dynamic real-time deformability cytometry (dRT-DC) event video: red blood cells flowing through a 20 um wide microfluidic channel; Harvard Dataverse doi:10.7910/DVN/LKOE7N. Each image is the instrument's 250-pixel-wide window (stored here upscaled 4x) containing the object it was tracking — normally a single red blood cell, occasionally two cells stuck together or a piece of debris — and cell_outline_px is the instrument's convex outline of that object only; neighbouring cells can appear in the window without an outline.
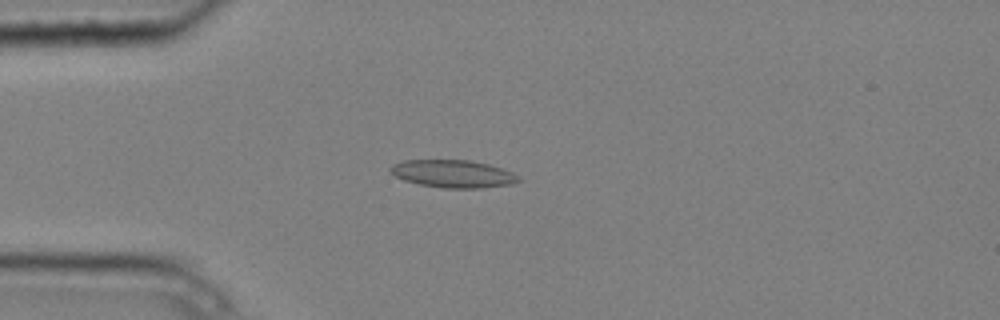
{"species": "common noctule bat (a hibernating species)", "species_latin": "Nyctalus noctula", "temperature_condition": "cold", "stored_images_in_passage": 6, "camera_frame_rate_fps": 3000, "um_per_image_px": 0.085, "animal": {"sex": "male", "body_mass_g": 20.4}, "frame": {"image": 1, "passage_image": 3, "time_ms": 0.667, "image_size_px": [1000, 320], "cell_outline_px": [[520, 180], [512, 184], [480, 188], [440, 188], [420, 184], [404, 180], [388, 172], [388, 168], [392, 164], [404, 160], [468, 160], [488, 164], [512, 172], [520, 176]], "centroid_in_image_um": [38.48, 14.77], "position_along_channel_um": 46.5, "area_um2": 20.69}}
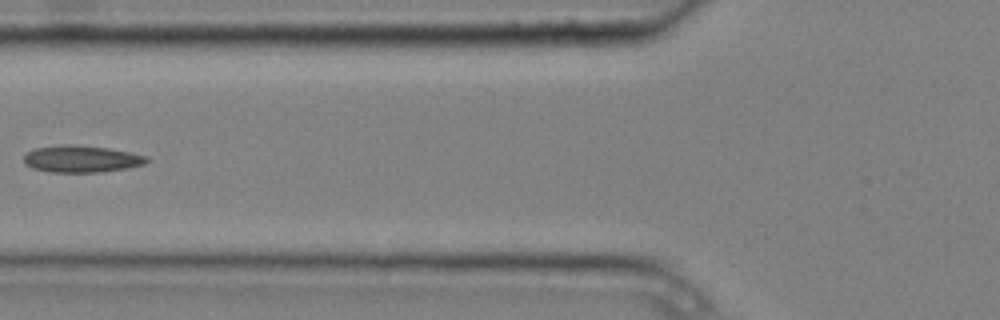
{"frame": {"image": 2, "passage_image": 5, "time_ms": 1.333, "image_size_px": [1000, 320], "cell_outline_px": [[148, 160], [144, 164], [124, 168], [100, 172], [48, 172], [32, 168], [24, 164], [24, 156], [28, 152], [36, 148], [64, 144], [72, 144], [108, 148], [148, 156]], "centroid_in_image_um": [6.88, 13.51], "position_along_channel_um": 118.9, "area_um2": 19.13}}
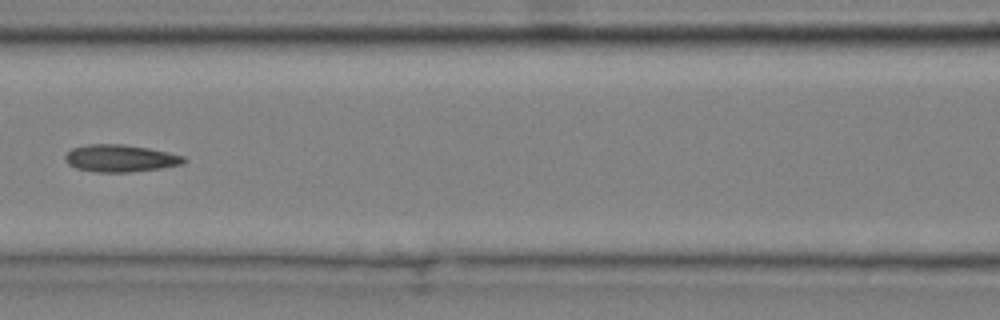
{"frame": {"image": 3, "passage_image": 6, "time_ms": 1.667, "image_size_px": [1000, 320], "cell_outline_px": [[188, 160], [184, 164], [160, 168], [128, 172], [96, 172], [76, 168], [68, 164], [64, 156], [72, 148], [88, 144], [124, 144], [148, 148], [168, 152], [184, 156]], "centroid_in_image_um": [10.25, 13.45], "position_along_channel_um": 156.4, "area_um2": 18.84}}